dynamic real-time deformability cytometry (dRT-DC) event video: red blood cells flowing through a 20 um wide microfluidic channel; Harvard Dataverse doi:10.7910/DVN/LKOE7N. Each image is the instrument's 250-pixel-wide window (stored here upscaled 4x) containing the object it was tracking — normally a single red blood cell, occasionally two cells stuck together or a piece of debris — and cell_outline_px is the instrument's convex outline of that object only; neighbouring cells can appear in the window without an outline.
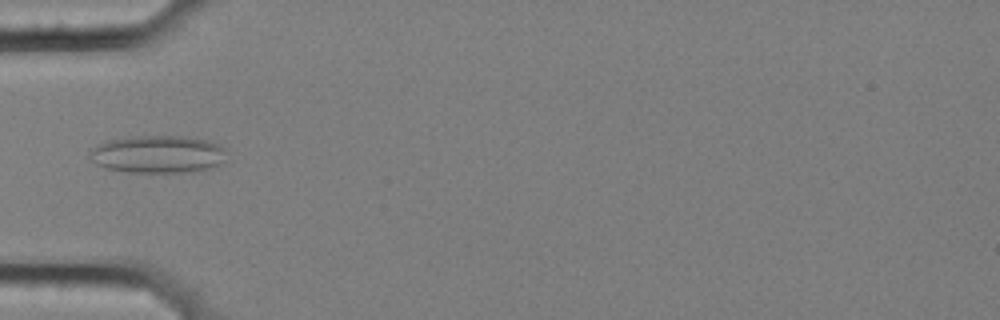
{"species": "common noctule bat (a hibernating species)", "species_latin": "Nyctalus noctula", "temperature_condition": "cold", "stored_images_in_passage": 4, "camera_frame_rate_fps": 3000, "um_per_image_px": 0.085, "animal": {"sex": "female", "body_mass_g": 25.1}, "frame": {"image": 1, "passage_image": 3, "time_ms": 0.667, "image_size_px": [1000, 320], "cell_outline_px": [[224, 160], [220, 164], [212, 168], [192, 172], [128, 172], [104, 168], [96, 164], [88, 156], [88, 148], [96, 144], [108, 140], [132, 136], [184, 136], [204, 140], [216, 144], [224, 148]], "centroid_in_image_um": [13.34, 13.11], "position_along_channel_um": 71.7, "area_um2": 30.23}}